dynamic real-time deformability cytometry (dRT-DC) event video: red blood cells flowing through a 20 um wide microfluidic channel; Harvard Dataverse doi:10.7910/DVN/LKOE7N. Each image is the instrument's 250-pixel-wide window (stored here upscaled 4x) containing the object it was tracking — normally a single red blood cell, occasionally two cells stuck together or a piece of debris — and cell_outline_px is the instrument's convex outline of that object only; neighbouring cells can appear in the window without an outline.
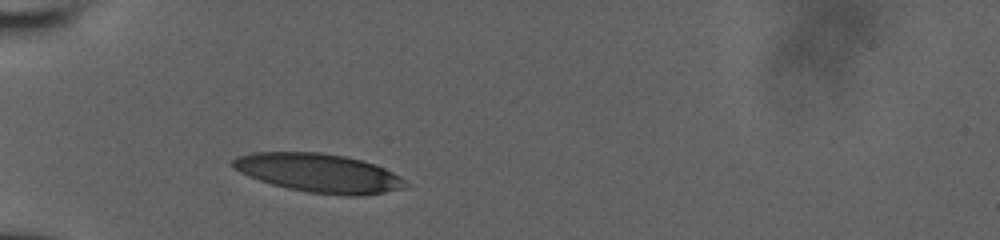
{"species": "human", "species_latin": "Homo sapiens", "temperature_condition": "room temperature", "stored_images_in_passage": 30, "camera_frame_rate_fps": 3000, "um_per_image_px": 0.085, "donor": {"sex": "male"}, "frame": {"image": 1, "passage_image": 1, "time_ms": 0.0, "image_size_px": [1000, 240], "cell_outline_px": [[408, 184], [404, 188], [364, 196], [344, 196], [308, 192], [288, 188], [272, 184], [248, 176], [232, 168], [232, 160], [236, 156], [252, 152], [320, 152], [344, 156], [376, 164], [400, 176]], "centroid_in_image_um": [27.09, 14.7], "position_along_channel_um": 57.9, "area_um2": 39.07}}
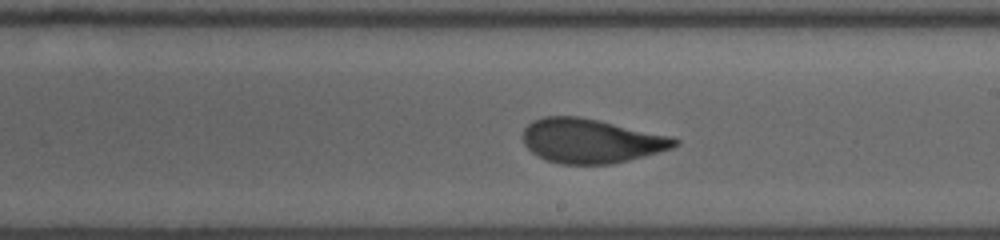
{"frame": {"image": 2, "passage_image": 16, "time_ms": 5.0, "image_size_px": [1000, 240], "cell_outline_px": [[680, 144], [672, 148], [644, 156], [612, 164], [560, 164], [544, 160], [532, 152], [524, 144], [520, 136], [524, 128], [532, 120], [544, 116], [580, 116], [600, 120], [672, 136], [680, 140]], "centroid_in_image_um": [50.21, 11.96], "position_along_channel_um": 238.8, "area_um2": 39.65}}
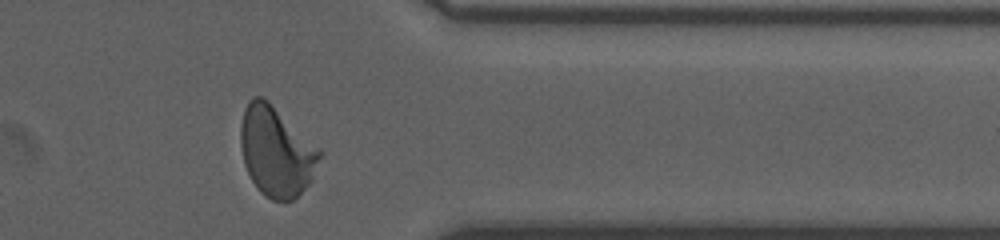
{"frame": {"image": 3, "passage_image": 28, "time_ms": 9.0, "image_size_px": [1000, 240], "cell_outline_px": [[324, 152], [312, 180], [292, 200], [272, 200], [264, 196], [256, 188], [244, 164], [240, 144], [240, 128], [244, 108], [248, 100], [252, 96], [260, 96], [268, 100], [320, 148]], "centroid_in_image_um": [23.49, 12.86], "position_along_channel_um": 387.9, "area_um2": 41.62}, "authors_computed_cell_mechanics": {"area_um2": 39.4196, "velocity_mm_per_s": 3.9199, "shape_relaxation_time_tau1_ms": 6.1073, "shape_relaxation_time_tau2_ms": 0.9091, "deformation_change_tau1": 0.1969, "deformation_change_tau2": 0.0783}}